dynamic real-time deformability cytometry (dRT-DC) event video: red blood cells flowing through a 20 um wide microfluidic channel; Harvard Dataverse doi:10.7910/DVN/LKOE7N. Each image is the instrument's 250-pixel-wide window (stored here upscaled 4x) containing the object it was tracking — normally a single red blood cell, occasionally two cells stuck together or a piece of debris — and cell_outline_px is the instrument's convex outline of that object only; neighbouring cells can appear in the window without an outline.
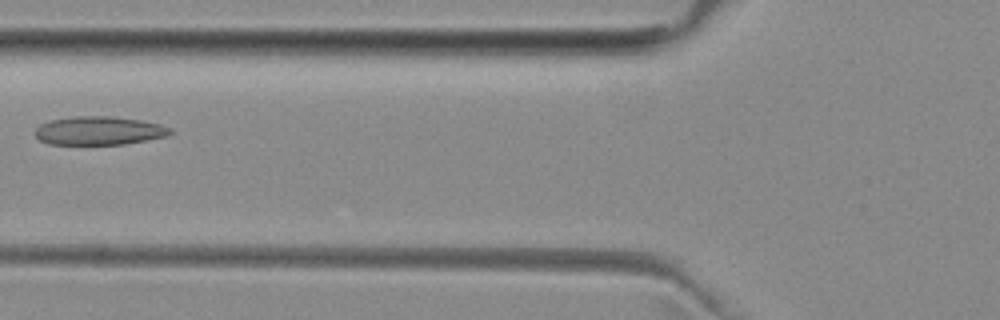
{"species": "common noctule bat (a hibernating species)", "species_latin": "Nyctalus noctula", "temperature_condition": "room temperature", "stored_images_in_passage": 5, "camera_frame_rate_fps": 3000, "um_per_image_px": 0.085, "animal": {"sex": "female", "body_mass_g": 29.2, "forearm_length_mm": 56.3}, "frame": {"image": 1, "passage_image": 5, "time_ms": 4.667, "image_size_px": [1000, 320], "cell_outline_px": [[172, 132], [168, 136], [124, 144], [48, 144], [40, 140], [32, 132], [40, 124], [52, 120], [76, 116], [112, 116], [140, 120], [160, 124], [172, 128]], "centroid_in_image_um": [8.42, 11.11], "position_along_channel_um": 117.4, "area_um2": 22.48}}